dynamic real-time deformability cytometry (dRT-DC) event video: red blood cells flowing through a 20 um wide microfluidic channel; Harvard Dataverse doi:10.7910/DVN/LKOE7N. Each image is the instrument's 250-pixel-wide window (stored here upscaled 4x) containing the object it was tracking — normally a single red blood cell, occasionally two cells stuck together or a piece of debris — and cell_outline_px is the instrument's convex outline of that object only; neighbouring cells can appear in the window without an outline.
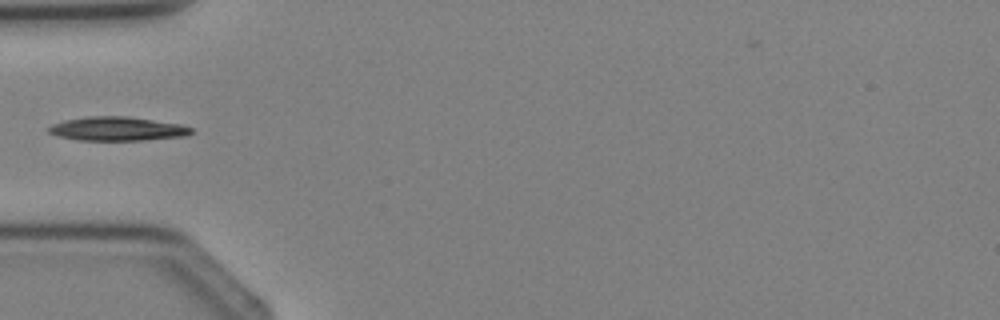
{"species": "Egyptian fruit bat (a non-hibernating species)", "species_latin": "Rousettus aegyptiacus", "temperature_condition": "cold", "stored_images_in_passage": 3, "camera_frame_rate_fps": 3000, "um_per_image_px": 0.085, "animal": {"sex": "female"}, "frame": {"image": 1, "passage_image": 3, "time_ms": 2.0, "image_size_px": [1000, 320], "cell_outline_px": [[196, 132], [184, 136], [144, 140], [76, 140], [60, 136], [48, 132], [48, 128], [52, 124], [64, 120], [88, 116], [124, 116], [180, 124], [192, 128]], "centroid_in_image_um": [9.97, 10.95], "position_along_channel_um": 75.0, "area_um2": 19.77}}